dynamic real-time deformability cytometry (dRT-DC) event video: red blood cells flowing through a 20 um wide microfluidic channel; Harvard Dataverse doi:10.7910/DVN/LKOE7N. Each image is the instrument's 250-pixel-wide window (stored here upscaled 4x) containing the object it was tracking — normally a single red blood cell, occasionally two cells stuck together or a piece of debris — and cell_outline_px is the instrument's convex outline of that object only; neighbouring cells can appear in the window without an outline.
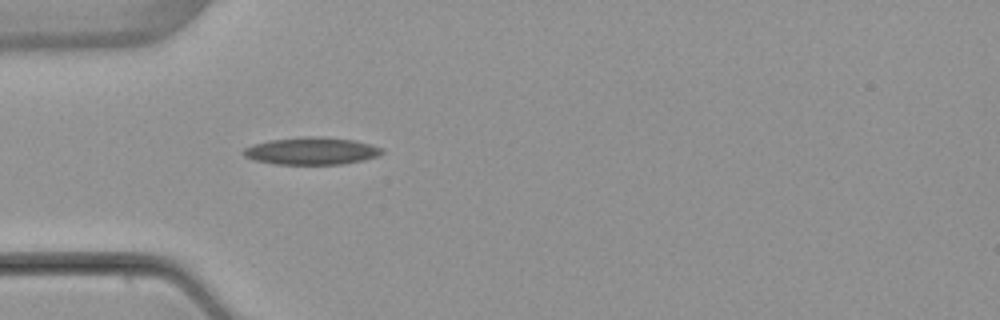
{"species": "common noctule bat (a hibernating species)", "species_latin": "Nyctalus noctula", "temperature_condition": "warm", "stored_images_in_passage": 3, "camera_frame_rate_fps": 3000, "um_per_image_px": 0.085, "animal": {"sex": "female", "body_mass_g": 22.7, "forearm_length_mm": 54.2}, "frame": {"image": 1, "passage_image": 3, "time_ms": 4.667, "image_size_px": [1000, 320], "cell_outline_px": [[384, 152], [380, 156], [364, 160], [340, 164], [276, 164], [256, 160], [244, 156], [244, 148], [252, 144], [268, 140], [304, 136], [320, 136], [356, 140], [372, 144], [384, 148]], "centroid_in_image_um": [26.54, 12.82], "position_along_channel_um": 58.5, "area_um2": 22.31}}